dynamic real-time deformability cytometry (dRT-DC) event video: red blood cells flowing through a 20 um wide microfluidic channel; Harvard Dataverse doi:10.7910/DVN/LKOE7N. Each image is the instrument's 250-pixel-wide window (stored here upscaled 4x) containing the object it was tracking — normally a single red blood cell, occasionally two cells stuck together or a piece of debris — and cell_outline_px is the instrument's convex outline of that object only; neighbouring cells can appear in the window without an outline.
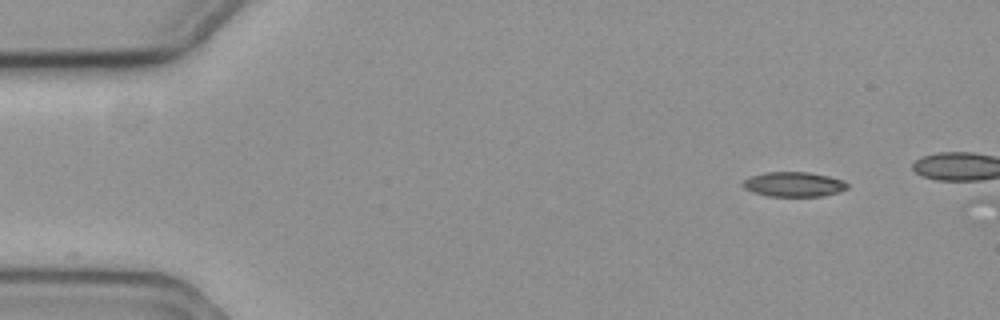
{"species": "common noctule bat (a hibernating species)", "species_latin": "Nyctalus noctula", "temperature_condition": "cold", "stored_images_in_passage": 10, "camera_frame_rate_fps": 3000, "um_per_image_px": 0.085, "animal": {"sex": "female", "body_mass_g": 19.3, "forearm_length_mm": 54.1}, "frame": {"image": 1, "passage_image": 1, "time_ms": 0.0, "image_size_px": [1000, 320], "cell_outline_px": [[848, 188], [836, 192], [820, 196], [768, 196], [752, 192], [744, 188], [740, 184], [744, 180], [752, 176], [764, 172], [808, 172], [828, 176], [844, 180], [848, 184]], "centroid_in_image_um": [67.44, 15.66], "position_along_channel_um": 17.6, "area_um2": 15.03}}